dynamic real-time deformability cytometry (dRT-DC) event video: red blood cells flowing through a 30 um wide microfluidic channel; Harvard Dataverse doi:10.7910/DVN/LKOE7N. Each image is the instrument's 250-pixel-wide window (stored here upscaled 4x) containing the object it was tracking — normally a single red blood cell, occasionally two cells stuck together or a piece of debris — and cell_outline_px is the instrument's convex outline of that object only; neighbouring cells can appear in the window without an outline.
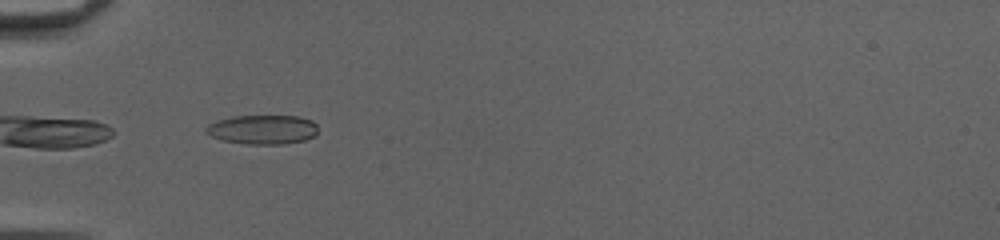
{"species": "common noctule bat (a hibernating species)", "species_latin": "Nyctalus noctula", "temperature_condition": "cold", "stored_images_in_passage": 4, "camera_frame_rate_fps": 3000, "um_per_image_px": 0.085, "animal": {"sex": "female", "body_mass_g": 20.0, "forearm_length_mm": 54.0}, "frame": {"image": 1, "passage_image": 1, "time_ms": 0.0, "image_size_px": [1000, 240], "cell_outline_px": [[316, 136], [304, 140], [284, 144], [244, 144], [224, 140], [212, 136], [204, 132], [204, 128], [208, 124], [216, 120], [232, 116], [300, 116], [312, 120], [316, 124]], "centroid_in_image_um": [22.31, 11.0], "position_along_channel_um": 62.7, "area_um2": 19.25}}